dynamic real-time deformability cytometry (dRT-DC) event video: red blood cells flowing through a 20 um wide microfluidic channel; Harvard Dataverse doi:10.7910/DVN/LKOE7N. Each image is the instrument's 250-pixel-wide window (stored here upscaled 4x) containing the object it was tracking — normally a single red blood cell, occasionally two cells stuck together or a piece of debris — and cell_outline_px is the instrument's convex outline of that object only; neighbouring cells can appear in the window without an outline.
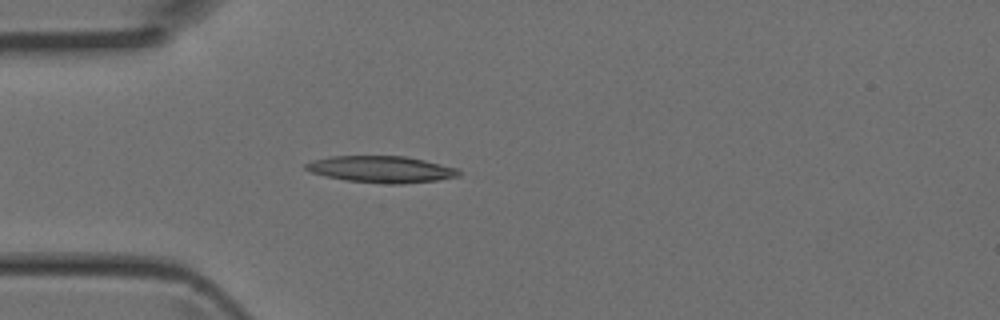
{"species": "Egyptian fruit bat (a non-hibernating species)", "species_latin": "Rousettus aegyptiacus", "temperature_condition": "room temperature", "stored_images_in_passage": 4, "camera_frame_rate_fps": 3000, "um_per_image_px": 0.085, "animal": {"sex": "female"}, "frame": {"image": 1, "passage_image": 4, "time_ms": 1.0, "image_size_px": [1000, 320], "cell_outline_px": [[460, 176], [436, 180], [400, 184], [388, 184], [344, 180], [312, 172], [304, 168], [304, 164], [312, 160], [332, 156], [404, 156], [424, 160], [460, 168]], "centroid_in_image_um": [32.44, 14.38], "position_along_channel_um": 52.6, "area_um2": 23.7}}